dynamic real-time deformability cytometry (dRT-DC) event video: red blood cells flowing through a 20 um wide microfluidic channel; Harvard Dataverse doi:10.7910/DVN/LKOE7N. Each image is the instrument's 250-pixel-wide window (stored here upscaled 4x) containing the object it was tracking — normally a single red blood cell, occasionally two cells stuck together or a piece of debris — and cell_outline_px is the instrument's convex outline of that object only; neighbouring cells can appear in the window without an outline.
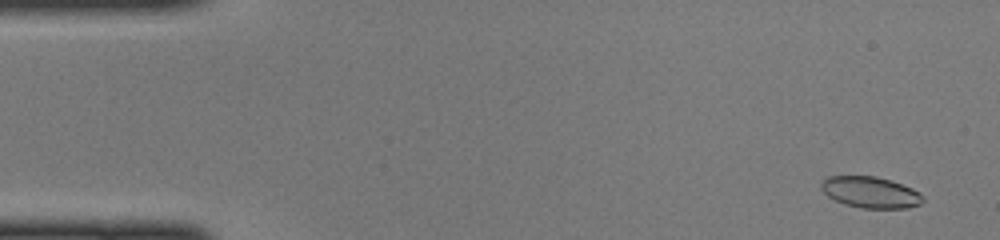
{"species": "common noctule bat (a hibernating species)", "species_latin": "Nyctalus noctula", "temperature_condition": "cold", "stored_images_in_passage": 48, "camera_frame_rate_fps": 3000, "um_per_image_px": 0.085, "animal": {"sex": "female", "body_mass_g": 22.0, "forearm_length_mm": 56.7}, "frame": {"image": 1, "passage_image": 3, "time_ms": 0.667, "image_size_px": [1000, 240], "cell_outline_px": [[924, 200], [920, 204], [908, 208], [860, 208], [844, 204], [828, 196], [820, 188], [820, 180], [828, 176], [876, 176], [892, 180], [912, 188], [920, 192], [924, 196]], "centroid_in_image_um": [73.99, 16.33], "position_along_channel_um": 11.0, "area_um2": 18.79}}
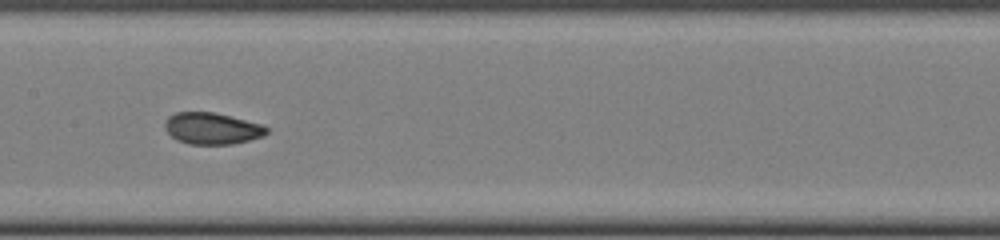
{"frame": {"image": 2, "passage_image": 24, "time_ms": 7.667, "image_size_px": [1000, 240], "cell_outline_px": [[268, 132], [264, 136], [232, 144], [188, 144], [176, 140], [164, 128], [164, 120], [168, 116], [176, 112], [216, 112], [260, 124], [268, 128]], "centroid_in_image_um": [17.99, 10.91], "position_along_channel_um": 189.4, "area_um2": 18.79}}
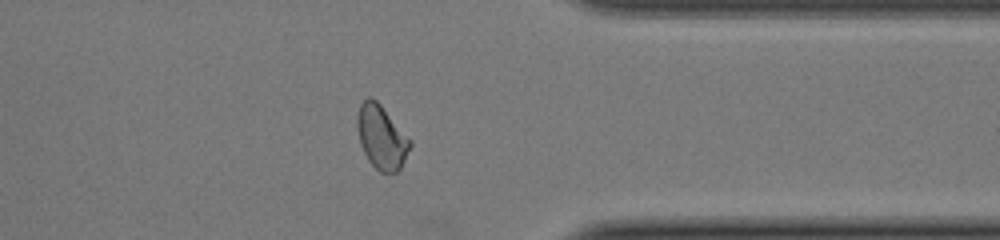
{"frame": {"image": 3, "passage_image": 38, "time_ms": 12.333, "image_size_px": [1000, 240], "cell_outline_px": [[412, 144], [400, 168], [396, 172], [380, 172], [368, 160], [360, 144], [356, 128], [356, 116], [360, 104], [368, 96], [372, 96], [380, 104], [412, 140]], "centroid_in_image_um": [32.41, 11.63], "position_along_channel_um": 379.0, "area_um2": 19.71}}